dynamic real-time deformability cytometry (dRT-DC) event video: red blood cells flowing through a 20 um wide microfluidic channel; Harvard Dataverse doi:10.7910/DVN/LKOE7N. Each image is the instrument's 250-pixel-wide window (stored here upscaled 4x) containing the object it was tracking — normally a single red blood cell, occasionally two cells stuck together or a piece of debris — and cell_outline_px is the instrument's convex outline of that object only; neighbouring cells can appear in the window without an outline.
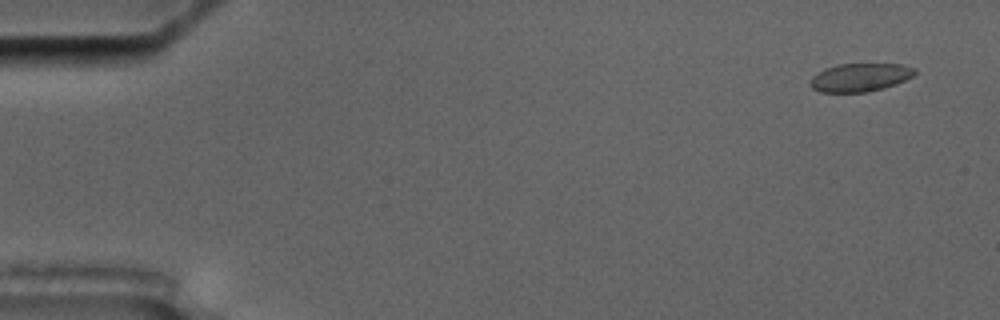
{"species": "common noctule bat (a hibernating species)", "species_latin": "Nyctalus noctula", "temperature_condition": "cold", "stored_images_in_passage": 6, "camera_frame_rate_fps": 3000, "um_per_image_px": 0.085, "animal": {"sex": "male", "body_mass_g": 17.5, "forearm_length_mm": 52.3}, "frame": {"image": 1, "passage_image": 2, "time_ms": 1.0, "image_size_px": [1000, 320], "cell_outline_px": [[916, 72], [912, 76], [896, 84], [884, 88], [868, 92], [820, 92], [812, 88], [808, 84], [808, 80], [812, 76], [824, 68], [836, 64], [900, 64], [916, 68]], "centroid_in_image_um": [73.06, 6.58], "position_along_channel_um": 11.9, "area_um2": 17.4}}